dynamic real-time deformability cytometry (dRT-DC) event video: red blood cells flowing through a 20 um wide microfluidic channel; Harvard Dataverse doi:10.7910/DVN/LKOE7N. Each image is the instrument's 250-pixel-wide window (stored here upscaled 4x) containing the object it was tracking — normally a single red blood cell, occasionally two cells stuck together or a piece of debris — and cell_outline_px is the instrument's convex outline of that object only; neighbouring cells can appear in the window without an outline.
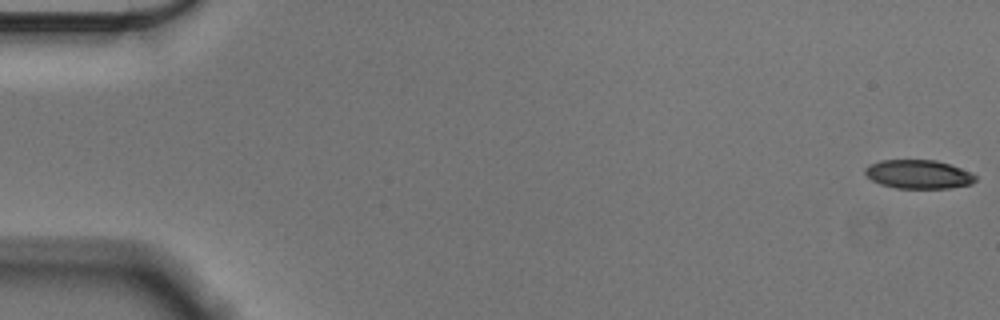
{"species": "Egyptian fruit bat (a non-hibernating species)", "species_latin": "Rousettus aegyptiacus", "temperature_condition": "cold", "stored_images_in_passage": 56, "camera_frame_rate_fps": 3000, "um_per_image_px": 0.085, "animal": {"sex": "male"}, "frame": {"image": 1, "passage_image": 1, "time_ms": 0.0, "image_size_px": [1000, 320], "cell_outline_px": [[976, 180], [972, 184], [948, 188], [896, 188], [880, 184], [872, 180], [864, 172], [864, 168], [880, 160], [936, 160], [972, 172], [976, 176]], "centroid_in_image_um": [78.08, 14.81], "position_along_channel_um": 6.9, "area_um2": 18.44}}
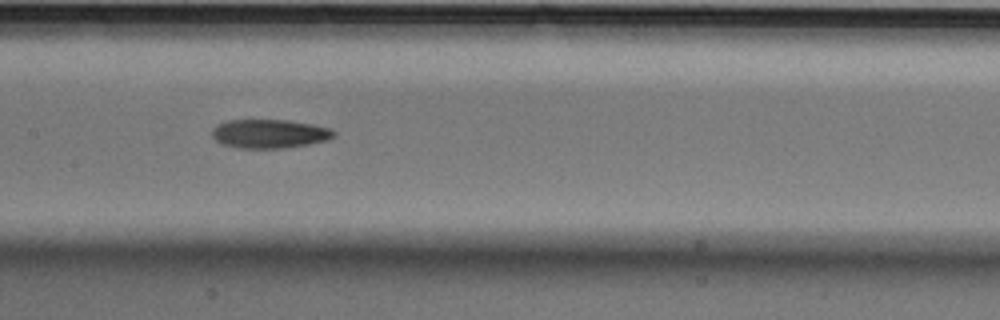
{"frame": {"image": 2, "passage_image": 28, "time_ms": 9.0, "image_size_px": [1000, 320], "cell_outline_px": [[336, 136], [328, 140], [308, 144], [284, 148], [236, 148], [224, 144], [216, 140], [212, 136], [212, 128], [216, 124], [228, 120], [288, 120], [312, 124], [332, 128], [336, 132]], "centroid_in_image_um": [22.93, 11.36], "position_along_channel_um": 184.5, "area_um2": 20.63}}
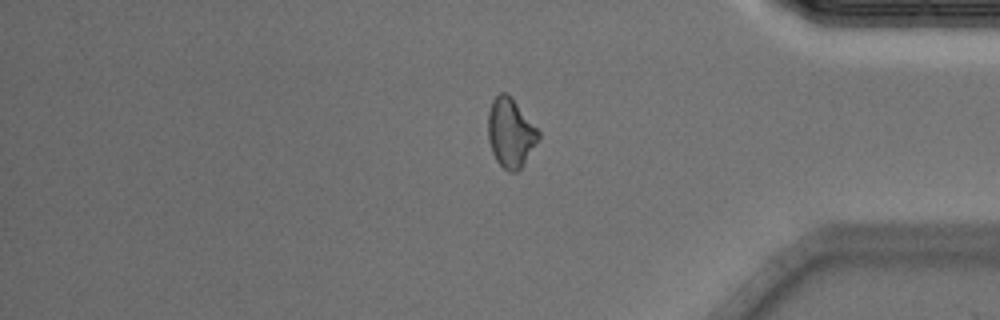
{"frame": {"image": 3, "passage_image": 47, "time_ms": 15.333, "image_size_px": [1000, 320], "cell_outline_px": [[540, 136], [520, 168], [516, 172], [508, 172], [496, 160], [492, 152], [488, 140], [488, 112], [492, 100], [500, 92], [508, 92], [512, 96], [540, 132]], "centroid_in_image_um": [43.37, 11.24], "position_along_channel_um": 391.8, "area_um2": 20.23}, "authors_computed_cell_mechanics": {"area_um2": 20.1144, "velocity_mm_per_s": 3.5963, "shape_relaxation_time_tau1_ms": 6.1254, "shape_relaxation_time_tau2_ms": 9.0586, "deformation_change_tau1": 0.1592, "deformation_change_tau2": 0.1782}}